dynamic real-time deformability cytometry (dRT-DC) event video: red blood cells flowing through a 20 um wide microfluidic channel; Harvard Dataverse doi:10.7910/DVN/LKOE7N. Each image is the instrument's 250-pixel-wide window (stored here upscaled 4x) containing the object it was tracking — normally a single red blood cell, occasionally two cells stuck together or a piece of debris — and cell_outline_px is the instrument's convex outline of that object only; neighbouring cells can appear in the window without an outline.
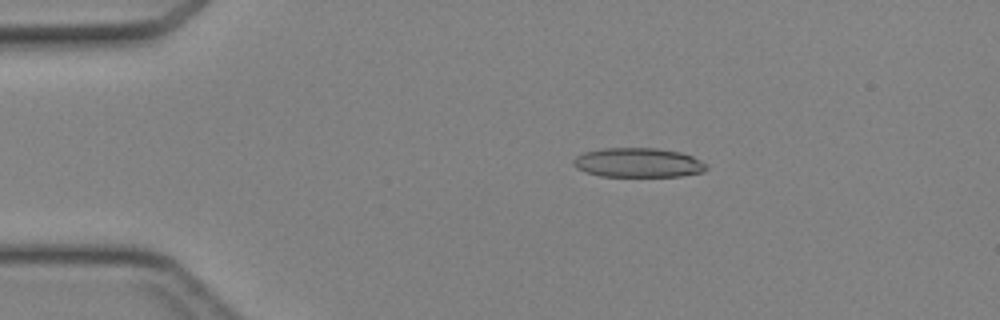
{"species": "Egyptian fruit bat (a non-hibernating species)", "species_latin": "Rousettus aegyptiacus", "temperature_condition": "cold", "stored_images_in_passage": 40, "camera_frame_rate_fps": 3000, "um_per_image_px": 0.085, "animal": {"sex": "female"}, "frame": {"image": 1, "passage_image": 4, "time_ms": 1.0, "image_size_px": [1000, 320], "cell_outline_px": [[708, 168], [704, 172], [680, 176], [600, 176], [576, 168], [572, 164], [572, 160], [576, 156], [584, 152], [604, 148], [656, 148], [680, 152], [692, 156], [708, 164]], "centroid_in_image_um": [54.26, 13.82], "position_along_channel_um": 30.7, "area_um2": 22.83}}
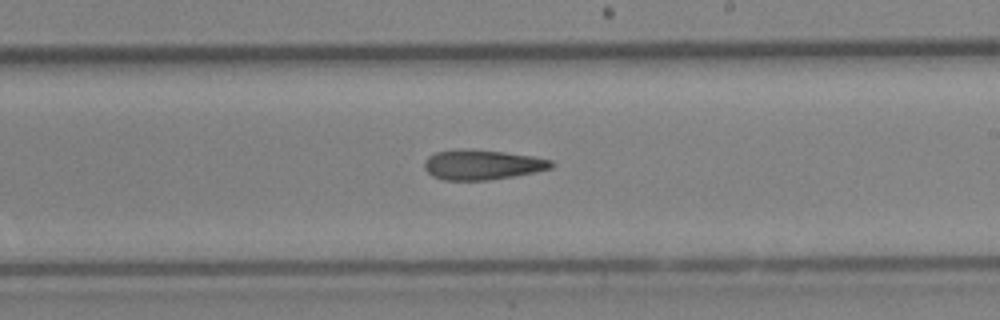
{"frame": {"image": 2, "passage_image": 22, "time_ms": 7.0, "image_size_px": [1000, 320], "cell_outline_px": [[556, 164], [552, 168], [536, 172], [488, 180], [444, 180], [432, 176], [424, 168], [424, 164], [428, 156], [436, 152], [504, 152], [532, 156], [552, 160]], "centroid_in_image_um": [41.06, 14.05], "position_along_channel_um": 247.9, "area_um2": 21.21}}
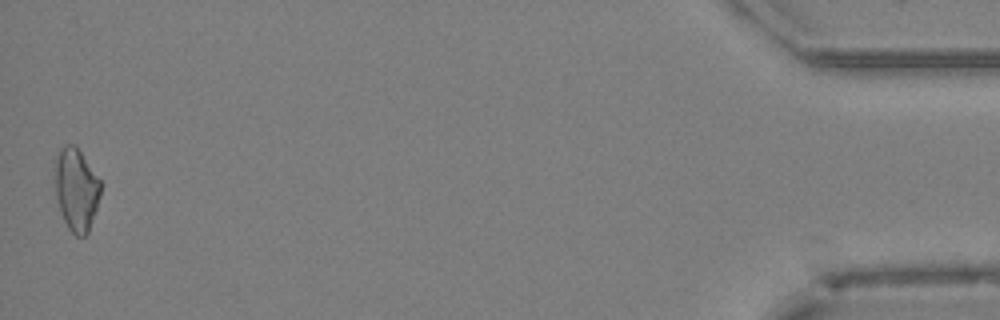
{"frame": {"image": 3, "passage_image": 40, "time_ms": 13.0, "image_size_px": [1000, 320], "cell_outline_px": [[100, 196], [88, 232], [84, 236], [76, 236], [68, 228], [60, 212], [56, 196], [52, 176], [56, 156], [60, 148], [64, 144], [76, 144], [100, 180]], "centroid_in_image_um": [6.43, 16.05], "position_along_channel_um": 428.8, "area_um2": 22.37}}